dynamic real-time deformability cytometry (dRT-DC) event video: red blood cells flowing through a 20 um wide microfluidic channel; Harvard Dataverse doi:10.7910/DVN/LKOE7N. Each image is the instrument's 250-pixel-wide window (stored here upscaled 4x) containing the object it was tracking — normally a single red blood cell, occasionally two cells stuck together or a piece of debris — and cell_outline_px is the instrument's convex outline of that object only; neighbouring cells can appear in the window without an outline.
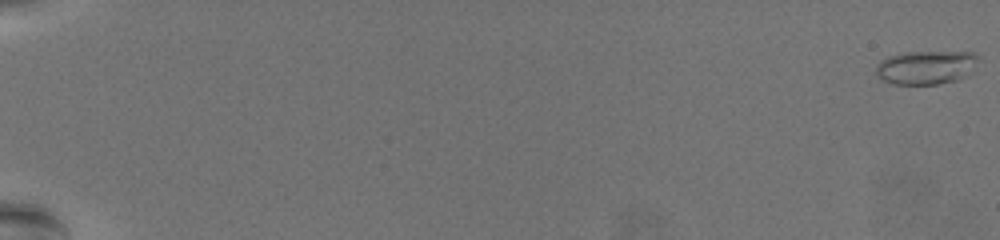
{"species": "common noctule bat (a hibernating species)", "species_latin": "Nyctalus noctula", "temperature_condition": "warm", "stored_images_in_passage": 64, "camera_frame_rate_fps": 3000, "um_per_image_px": 0.085, "animal": {"sex": "female", "body_mass_g": 19.5, "forearm_length_mm": 54.1}, "frame": {"image": 1, "passage_image": 1, "time_ms": 0.0, "image_size_px": [1000, 240], "cell_outline_px": [[980, 56], [964, 76], [956, 80], [936, 84], [896, 84], [880, 80], [876, 76], [876, 68], [880, 60], [888, 56], [904, 52], [976, 52]], "centroid_in_image_um": [78.64, 5.72], "position_along_channel_um": 6.4, "area_um2": 19.94}}
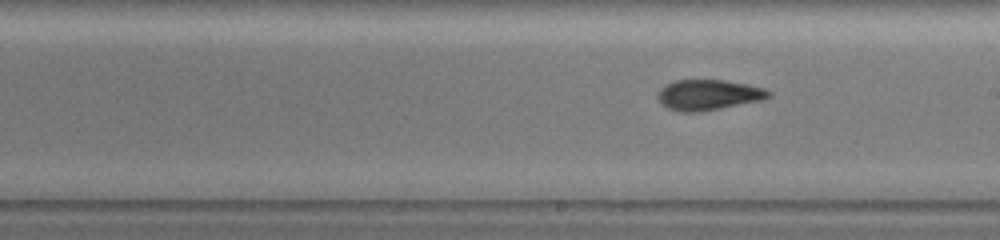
{"frame": {"image": 2, "passage_image": 40, "time_ms": 13.0, "image_size_px": [1000, 240], "cell_outline_px": [[772, 96], [760, 100], [700, 112], [680, 112], [668, 108], [660, 104], [656, 96], [660, 88], [676, 80], [724, 80], [748, 84], [764, 88], [772, 92]], "centroid_in_image_um": [60.19, 8.06], "position_along_channel_um": 228.8, "area_um2": 19.71}}
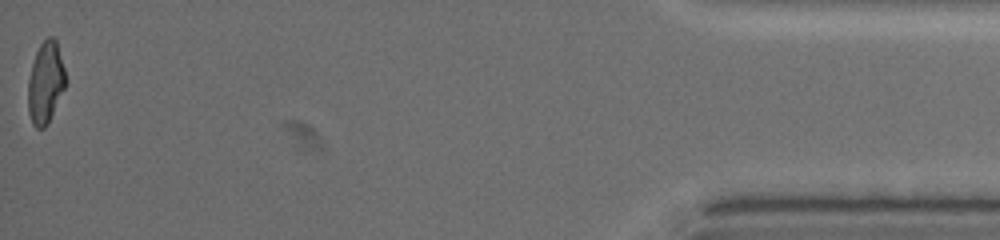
{"frame": {"image": 3, "passage_image": 64, "time_ms": 21.0, "image_size_px": [1000, 240], "cell_outline_px": [[68, 80], [48, 124], [44, 128], [36, 128], [32, 124], [28, 112], [28, 80], [32, 64], [36, 52], [40, 44], [48, 36], [52, 36], [56, 40]], "centroid_in_image_um": [3.88, 7.03], "position_along_channel_um": 431.3, "area_um2": 18.03}, "authors_computed_cell_mechanics": {"area_um2": 18.7272, "velocity_mm_per_s": 3.5284, "shape_relaxation_time_tau1_ms": 6.864, "shape_relaxation_time_tau2_ms": 2.1598, "deformation_change_tau1": 0.231, "deformation_change_tau2": 0.0773}}